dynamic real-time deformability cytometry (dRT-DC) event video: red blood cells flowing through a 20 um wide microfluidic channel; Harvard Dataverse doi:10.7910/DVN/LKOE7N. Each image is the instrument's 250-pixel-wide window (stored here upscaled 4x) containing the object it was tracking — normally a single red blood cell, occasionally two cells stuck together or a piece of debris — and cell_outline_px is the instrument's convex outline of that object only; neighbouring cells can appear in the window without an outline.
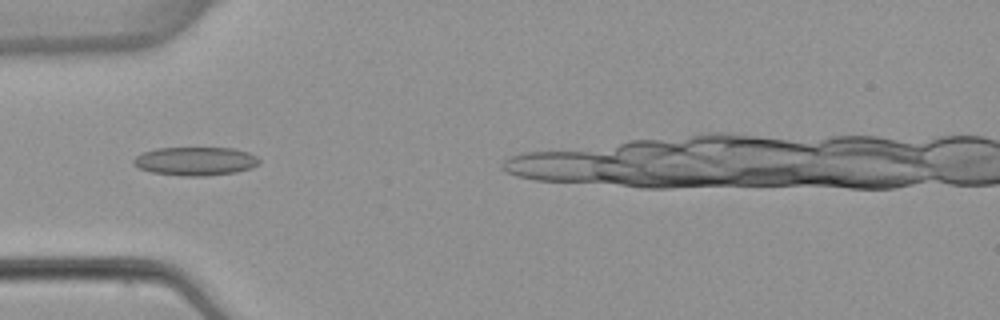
{"species": "common noctule bat (a hibernating species)", "species_latin": "Nyctalus noctula", "temperature_condition": "warm", "stored_images_in_passage": 4, "camera_frame_rate_fps": 3000, "um_per_image_px": 0.085, "animal": {"sex": "female", "body_mass_g": 22.7, "forearm_length_mm": 54.2}, "frame": {"image": 1, "passage_image": 3, "time_ms": 2.333, "image_size_px": [1000, 320], "cell_outline_px": [[260, 164], [252, 168], [236, 172], [208, 176], [184, 176], [152, 172], [140, 168], [132, 164], [132, 160], [136, 156], [144, 152], [156, 148], [232, 148], [248, 152], [256, 156], [260, 160]], "centroid_in_image_um": [16.63, 13.7], "position_along_channel_um": 68.4, "area_um2": 20.98}}